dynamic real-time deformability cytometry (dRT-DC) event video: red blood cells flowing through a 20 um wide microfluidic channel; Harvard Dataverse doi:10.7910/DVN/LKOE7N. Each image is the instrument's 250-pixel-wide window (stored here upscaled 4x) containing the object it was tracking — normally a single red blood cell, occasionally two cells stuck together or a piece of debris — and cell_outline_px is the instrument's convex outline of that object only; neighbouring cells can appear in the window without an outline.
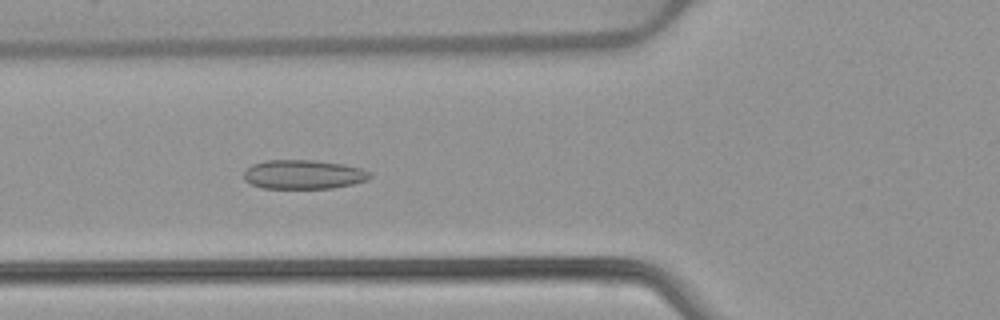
{"species": "common noctule bat (a hibernating species)", "species_latin": "Nyctalus noctula", "temperature_condition": "warm", "stored_images_in_passage": 48, "camera_frame_rate_fps": 3000, "um_per_image_px": 0.085, "animal": {"sex": "female", "body_mass_g": 22.7, "forearm_length_mm": 54.2}, "frame": {"image": 1, "passage_image": 15, "time_ms": 4.667, "image_size_px": [1000, 320], "cell_outline_px": [[372, 176], [368, 180], [352, 184], [332, 188], [264, 188], [252, 184], [244, 180], [244, 172], [252, 164], [264, 160], [312, 160], [344, 164], [364, 168], [372, 172]], "centroid_in_image_um": [25.84, 14.82], "position_along_channel_um": 100.0, "area_um2": 21.56}}
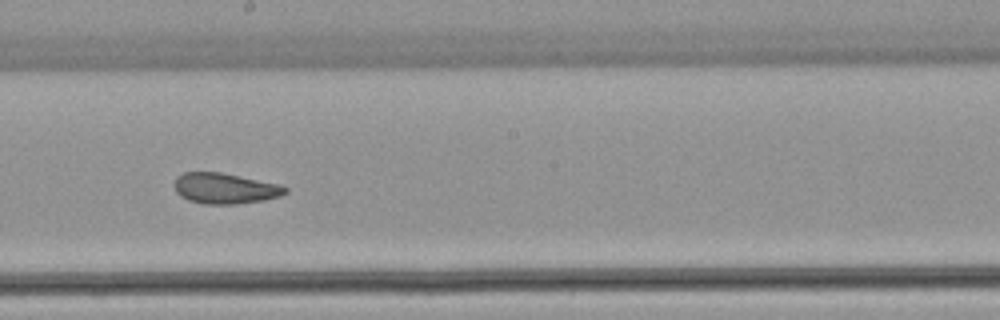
{"frame": {"image": 2, "passage_image": 25, "time_ms": 8.0, "image_size_px": [1000, 320], "cell_outline_px": [[288, 192], [280, 196], [264, 200], [236, 204], [204, 204], [188, 200], [180, 196], [176, 192], [176, 176], [184, 172], [220, 172], [280, 184], [288, 188]], "centroid_in_image_um": [19.14, 16.01], "position_along_channel_um": 229.1, "area_um2": 19.83}}
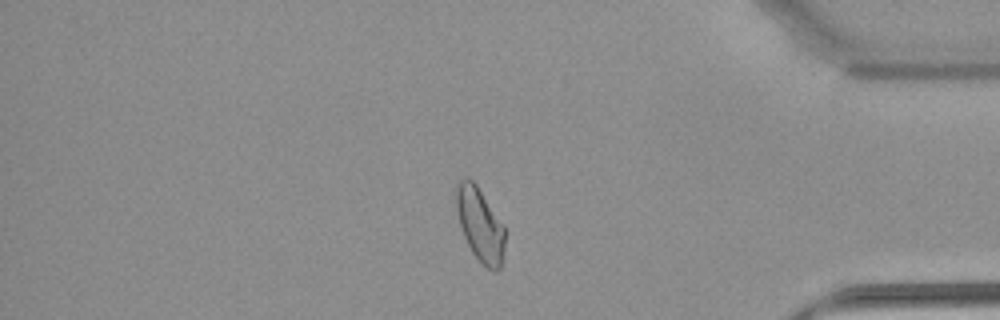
{"frame": {"image": 3, "passage_image": 40, "time_ms": 13.0, "image_size_px": [1000, 320], "cell_outline_px": [[504, 248], [500, 268], [496, 272], [492, 272], [472, 252], [464, 236], [460, 224], [456, 208], [456, 184], [464, 176], [468, 176], [476, 184], [504, 224]], "centroid_in_image_um": [40.8, 19.05], "position_along_channel_um": 394.4, "area_um2": 20.81}, "authors_computed_cell_mechanics": {"area_um2": 21.1259, "velocity_mm_per_s": 3.8699, "shape_relaxation_time_tau1_ms": null, "shape_relaxation_time_tau2_ms": 1.5753, "deformation_change_tau1": null, "deformation_change_tau2": 0.0807}}